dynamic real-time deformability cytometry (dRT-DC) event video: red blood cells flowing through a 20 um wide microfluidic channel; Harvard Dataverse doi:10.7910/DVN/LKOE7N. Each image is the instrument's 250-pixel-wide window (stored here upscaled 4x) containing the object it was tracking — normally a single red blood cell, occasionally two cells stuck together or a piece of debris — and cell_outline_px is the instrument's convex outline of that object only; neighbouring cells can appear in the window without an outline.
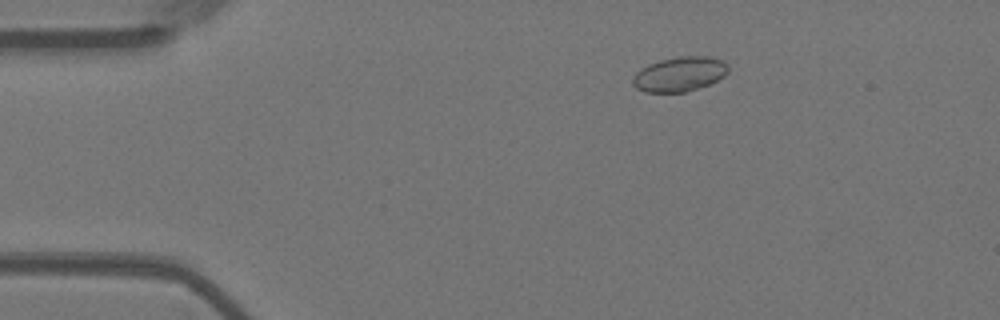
{"species": "Egyptian fruit bat (a non-hibernating species)", "species_latin": "Rousettus aegyptiacus", "temperature_condition": "warm", "stored_images_in_passage": 48, "camera_frame_rate_fps": 3000, "um_per_image_px": 0.085, "animal": {"sex": "female"}, "frame": {"image": 1, "passage_image": 2, "time_ms": 0.333, "image_size_px": [1000, 320], "cell_outline_px": [[728, 72], [724, 76], [708, 84], [684, 92], [644, 92], [636, 88], [632, 84], [632, 76], [636, 72], [648, 64], [660, 60], [680, 56], [708, 56], [720, 60], [728, 64]], "centroid_in_image_um": [57.73, 6.3], "position_along_channel_um": 27.3, "area_um2": 19.19}}
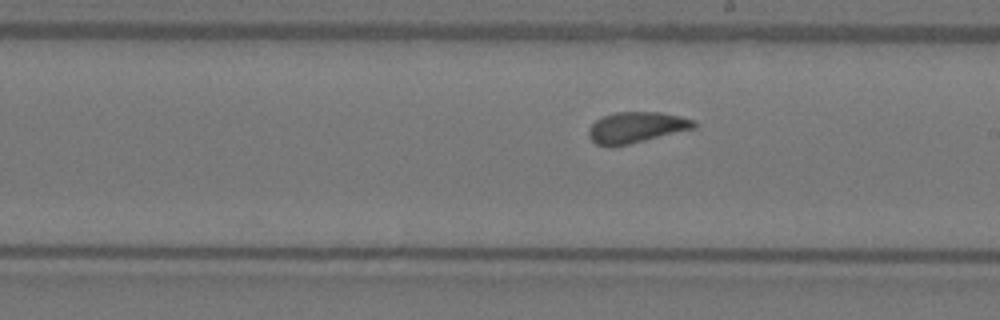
{"frame": {"image": 2, "passage_image": 24, "time_ms": 7.667, "image_size_px": [1000, 320], "cell_outline_px": [[696, 128], [612, 148], [608, 148], [596, 144], [588, 136], [588, 128], [596, 120], [604, 116], [616, 112], [660, 112], [680, 116], [696, 120]], "centroid_in_image_um": [54.07, 10.84], "position_along_channel_um": 234.9, "area_um2": 19.19}}
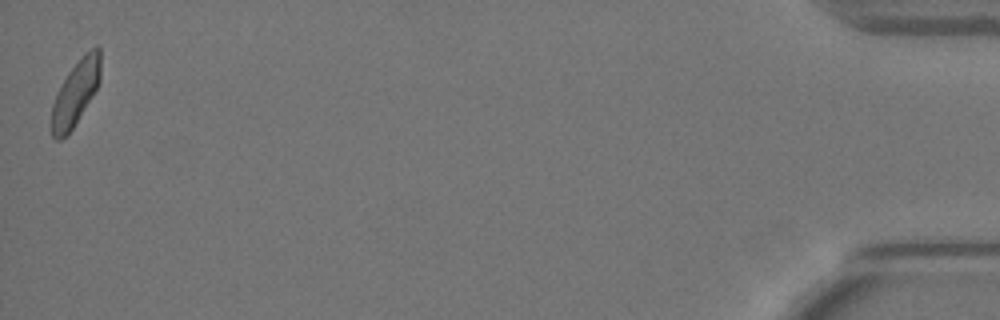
{"frame": {"image": 3, "passage_image": 48, "time_ms": 15.667, "image_size_px": [1000, 320], "cell_outline_px": [[100, 80], [92, 96], [72, 128], [60, 140], [56, 140], [52, 136], [52, 104], [56, 92], [68, 72], [84, 52], [96, 44], [100, 48]], "centroid_in_image_um": [6.43, 7.83], "position_along_channel_um": 428.8, "area_um2": 18.32}, "authors_computed_cell_mechanics": {"area_um2": 19.1896, "velocity_mm_per_s": 3.6237, "shape_relaxation_time_tau1_ms": 2.6585, "shape_relaxation_time_tau2_ms": 0.8199, "deformation_change_tau1": 0.0986, "deformation_change_tau2": 0.0667}}